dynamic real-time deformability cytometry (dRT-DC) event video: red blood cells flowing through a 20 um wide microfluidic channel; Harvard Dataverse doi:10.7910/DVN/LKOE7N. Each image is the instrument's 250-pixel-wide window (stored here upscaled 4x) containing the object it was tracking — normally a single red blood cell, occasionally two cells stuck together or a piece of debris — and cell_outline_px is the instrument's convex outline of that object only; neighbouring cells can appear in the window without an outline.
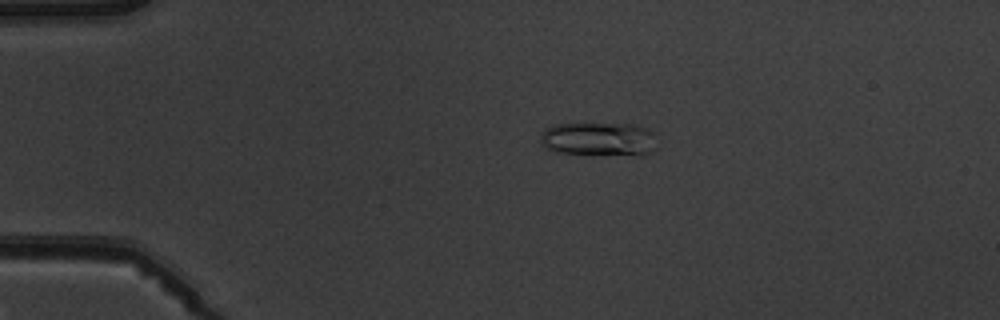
{"species": "common noctule bat (a hibernating species)", "species_latin": "Nyctalus noctula", "temperature_condition": "warm", "stored_images_in_passage": 6, "camera_frame_rate_fps": 3000, "um_per_image_px": 0.085, "animal": {"sex": "male", "body_mass_g": 19.5, "forearm_length_mm": 54.6}, "frame": {"image": 1, "passage_image": 4, "time_ms": 3.333, "image_size_px": [1000, 320], "cell_outline_px": [[656, 148], [640, 156], [556, 152], [544, 148], [540, 144], [540, 136], [544, 128], [552, 124], [636, 124], [652, 132]], "centroid_in_image_um": [50.85, 11.83], "position_along_channel_um": 34.2, "area_um2": 23.06}}